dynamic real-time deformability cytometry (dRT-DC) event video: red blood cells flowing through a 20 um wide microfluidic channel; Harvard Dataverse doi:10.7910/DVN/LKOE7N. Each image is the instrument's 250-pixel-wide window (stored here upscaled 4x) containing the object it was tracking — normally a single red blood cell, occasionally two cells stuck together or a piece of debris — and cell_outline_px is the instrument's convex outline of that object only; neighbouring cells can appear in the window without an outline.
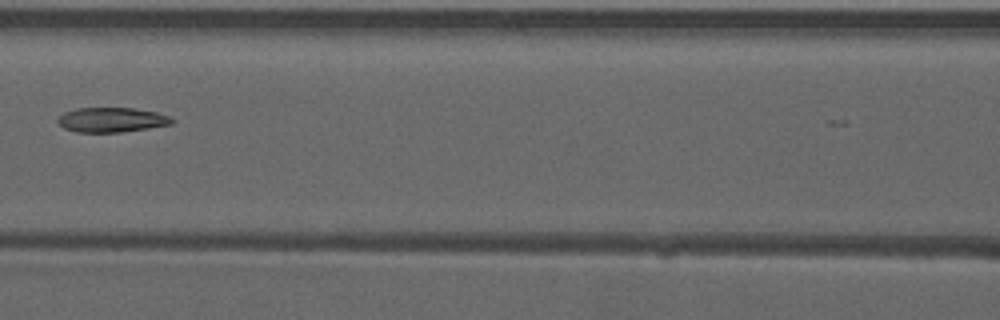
{"species": "common noctule bat (a hibernating species)", "species_latin": "Nyctalus noctula", "temperature_condition": "warm", "stored_images_in_passage": 8, "camera_frame_rate_fps": 3000, "um_per_image_px": 0.085, "animal": {"sex": "male", "forearm_length_mm": 52.5}, "frame": {"image": 1, "passage_image": 8, "time_ms": 2.333, "image_size_px": [1000, 320], "cell_outline_px": [[176, 120], [172, 124], [148, 128], [120, 132], [76, 132], [64, 128], [56, 120], [64, 112], [76, 108], [132, 108], [156, 112], [168, 116]], "centroid_in_image_um": [9.49, 10.18], "position_along_channel_um": 157.1, "area_um2": 16.36}}